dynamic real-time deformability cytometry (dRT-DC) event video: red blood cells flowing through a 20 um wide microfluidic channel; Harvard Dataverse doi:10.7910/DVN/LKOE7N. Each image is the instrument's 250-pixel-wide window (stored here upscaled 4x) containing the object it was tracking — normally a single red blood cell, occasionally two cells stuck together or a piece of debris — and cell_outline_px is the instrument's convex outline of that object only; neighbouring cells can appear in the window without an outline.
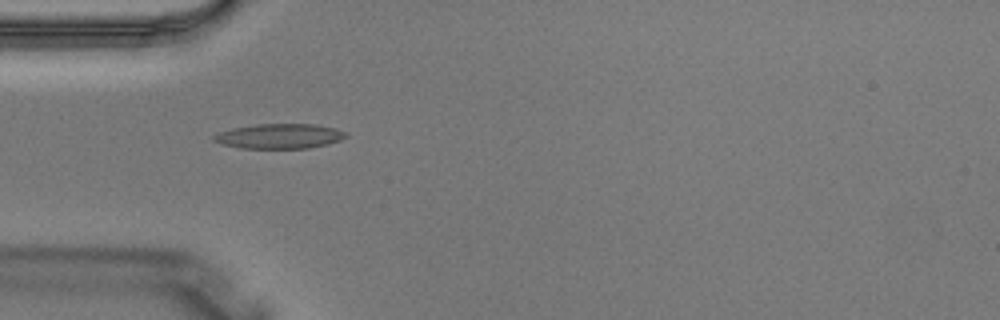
{"species": "Egyptian fruit bat (a non-hibernating species)", "species_latin": "Rousettus aegyptiacus", "temperature_condition": "warm", "stored_images_in_passage": 1, "camera_frame_rate_fps": 3000, "um_per_image_px": 0.085, "animal": {"sex": "male"}, "frame": {"image": 1, "passage_image": 1, "time_ms": 0.0, "image_size_px": [1000, 320], "cell_outline_px": [[348, 136], [340, 140], [328, 144], [308, 148], [240, 148], [224, 144], [212, 140], [212, 136], [220, 132], [232, 128], [256, 124], [316, 124], [336, 128], [348, 132]], "centroid_in_image_um": [23.8, 11.57], "position_along_channel_um": 61.2, "area_um2": 19.19}}